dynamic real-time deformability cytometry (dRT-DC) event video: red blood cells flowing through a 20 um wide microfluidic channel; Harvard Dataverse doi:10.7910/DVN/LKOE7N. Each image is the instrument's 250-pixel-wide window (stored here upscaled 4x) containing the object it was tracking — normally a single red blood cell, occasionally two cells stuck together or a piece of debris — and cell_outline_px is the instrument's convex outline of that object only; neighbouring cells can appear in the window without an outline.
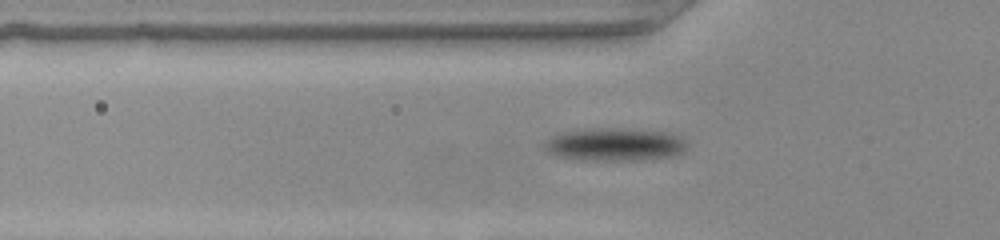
{"species": "common noctule bat (a hibernating species)", "species_latin": "Nyctalus noctula", "temperature_condition": "warm", "stored_images_in_passage": 44, "camera_frame_rate_fps": 3000, "um_per_image_px": 0.085, "animal": {"sex": "female", "body_mass_g": 22.0, "forearm_length_mm": 56.7}, "frame": {"image": 1, "passage_image": 9, "time_ms": 2.667, "image_size_px": [1000, 240], "cell_outline_px": [[688, 144], [684, 152], [672, 156], [644, 160], [580, 160], [552, 156], [544, 152], [540, 148], [540, 144], [544, 140], [552, 136], [564, 132], [596, 128], [600, 128], [664, 132], [680, 136]], "centroid_in_image_um": [52.15, 12.31], "position_along_channel_um": 73.7, "area_um2": 27.63}}
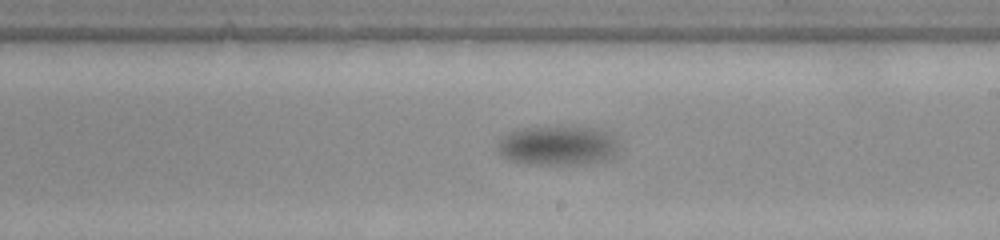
{"frame": {"image": 2, "passage_image": 24, "time_ms": 7.667, "image_size_px": [1000, 240], "cell_outline_px": [[620, 156], [612, 160], [592, 164], [528, 164], [512, 160], [496, 152], [496, 148], [500, 140], [504, 136], [512, 132], [524, 128], [584, 128], [604, 132], [616, 140]], "centroid_in_image_um": [47.47, 12.44], "position_along_channel_um": 241.5, "area_um2": 27.63}}
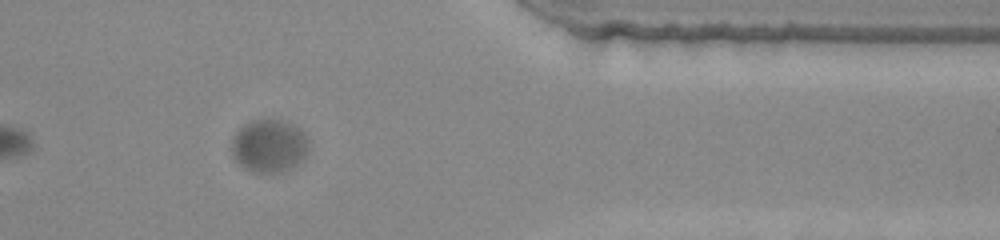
{"frame": {"image": 3, "passage_image": 39, "time_ms": 12.667, "image_size_px": [1000, 240], "cell_outline_px": [[308, 148], [304, 156], [296, 164], [284, 172], [252, 172], [244, 168], [232, 156], [232, 140], [236, 132], [244, 124], [252, 120], [280, 120], [292, 124], [300, 128], [308, 140]], "centroid_in_image_um": [22.86, 12.4], "position_along_channel_um": 388.5, "area_um2": 23.58}}